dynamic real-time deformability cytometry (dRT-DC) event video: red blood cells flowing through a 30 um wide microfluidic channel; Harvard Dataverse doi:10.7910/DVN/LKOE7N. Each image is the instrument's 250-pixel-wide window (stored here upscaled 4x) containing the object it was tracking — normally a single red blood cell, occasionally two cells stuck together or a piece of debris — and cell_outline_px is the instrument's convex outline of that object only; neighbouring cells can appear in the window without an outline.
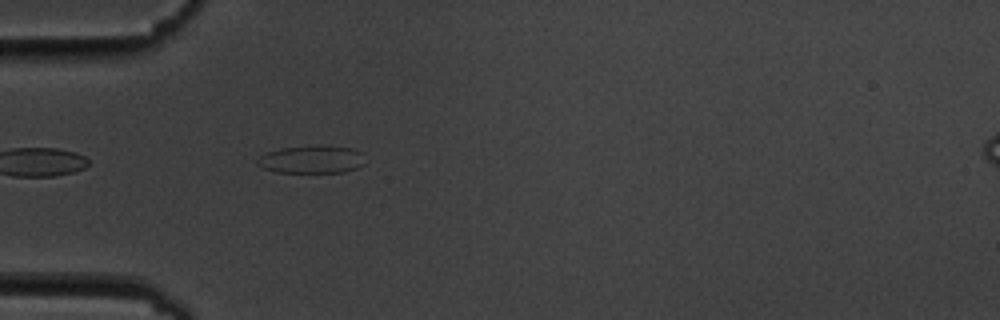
{"species": "common noctule bat (a hibernating species)", "species_latin": "Nyctalus noctula", "temperature_condition": "cold", "stored_images_in_passage": 4, "camera_frame_rate_fps": 3000, "um_per_image_px": 0.085, "animal": {"sex": "male", "body_mass_g": 19.5, "forearm_length_mm": 54.6}, "frame": {"image": 1, "passage_image": 4, "time_ms": 4.333, "image_size_px": [1000, 320], "cell_outline_px": [[364, 164], [356, 168], [344, 172], [276, 172], [264, 168], [256, 164], [256, 160], [260, 156], [268, 152], [280, 148], [324, 144], [352, 148], [364, 152]], "centroid_in_image_um": [26.53, 13.53], "position_along_channel_um": 58.5, "area_um2": 17.74}}